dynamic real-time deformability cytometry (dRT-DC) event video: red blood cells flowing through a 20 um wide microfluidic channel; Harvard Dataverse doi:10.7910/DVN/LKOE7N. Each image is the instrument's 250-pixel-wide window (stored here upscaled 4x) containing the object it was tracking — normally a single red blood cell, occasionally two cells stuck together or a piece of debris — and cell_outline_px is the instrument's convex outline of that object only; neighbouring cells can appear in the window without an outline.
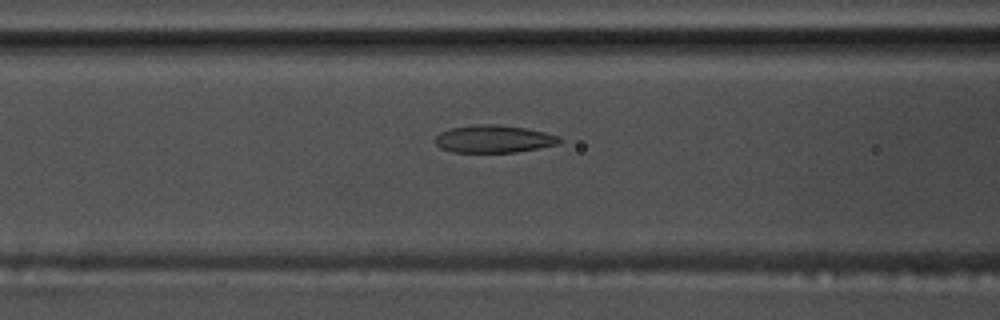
{"species": "common noctule bat (a hibernating species)", "species_latin": "Nyctalus noctula", "temperature_condition": "warm", "stored_images_in_passage": 52, "camera_frame_rate_fps": 3000, "um_per_image_px": 0.085, "animal": {"sex": "male", "body_mass_g": 17.5, "forearm_length_mm": 52.3}, "frame": {"image": 1, "passage_image": 20, "time_ms": 6.333, "image_size_px": [1000, 320], "cell_outline_px": [[564, 140], [556, 144], [516, 152], [452, 152], [440, 148], [436, 144], [436, 136], [440, 132], [452, 128], [480, 124], [500, 124], [524, 128], [544, 132], [560, 136]], "centroid_in_image_um": [41.97, 11.81], "position_along_channel_um": 124.6, "area_um2": 19.83}}
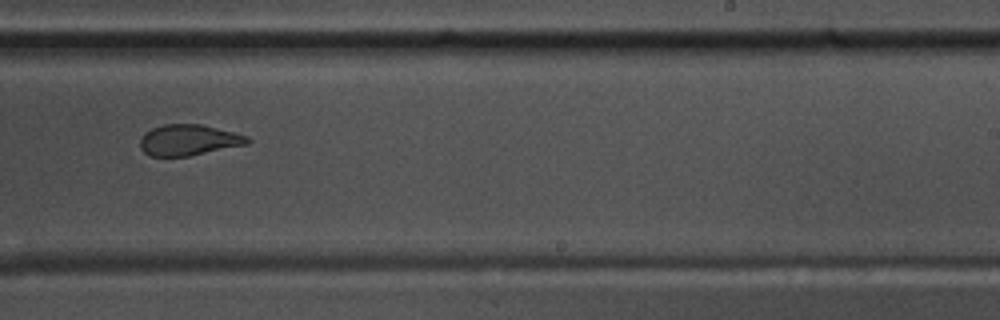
{"frame": {"image": 2, "passage_image": 32, "time_ms": 10.333, "image_size_px": [1000, 320], "cell_outline_px": [[252, 140], [248, 144], [188, 156], [148, 156], [140, 148], [140, 140], [144, 132], [152, 128], [164, 124], [200, 124], [248, 136]], "centroid_in_image_um": [16.01, 11.9], "position_along_channel_um": 273.0, "area_um2": 19.31}}
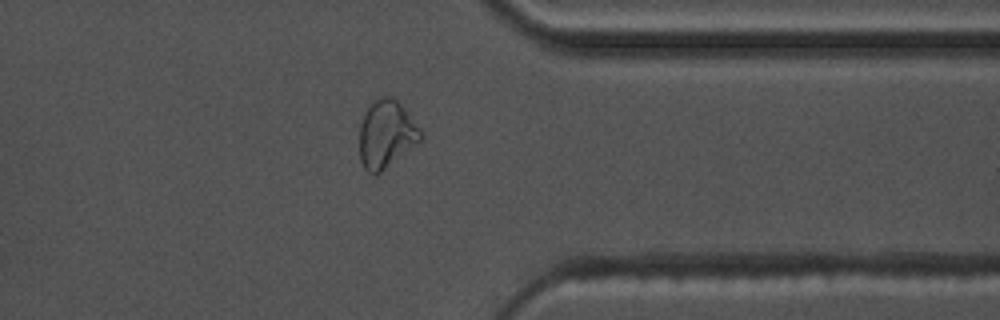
{"frame": {"image": 3, "passage_image": 41, "time_ms": 13.333, "image_size_px": [1000, 320], "cell_outline_px": [[424, 136], [420, 140], [376, 176], [368, 172], [364, 168], [360, 160], [360, 124], [364, 112], [372, 100], [380, 96], [392, 96], [400, 104], [420, 128]], "centroid_in_image_um": [32.8, 11.39], "position_along_channel_um": 378.6, "area_um2": 24.04}, "authors_computed_cell_mechanics": {"area_um2": 21.2704, "velocity_mm_per_s": 3.7216, "shape_relaxation_time_tau1_ms": 8.6602, "shape_relaxation_time_tau2_ms": 1.6693, "deformation_change_tau1": 0.2521, "deformation_change_tau2": 0.0969}}